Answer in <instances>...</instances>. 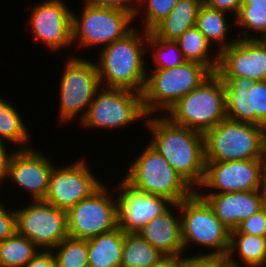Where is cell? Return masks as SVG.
I'll use <instances>...</instances> for the list:
<instances>
[{"label":"cell","instance_id":"42","mask_svg":"<svg viewBox=\"0 0 266 267\" xmlns=\"http://www.w3.org/2000/svg\"><path fill=\"white\" fill-rule=\"evenodd\" d=\"M153 267H176V256H164Z\"/></svg>","mask_w":266,"mask_h":267},{"label":"cell","instance_id":"34","mask_svg":"<svg viewBox=\"0 0 266 267\" xmlns=\"http://www.w3.org/2000/svg\"><path fill=\"white\" fill-rule=\"evenodd\" d=\"M236 230L240 233L266 237V210L260 209L246 220L242 221Z\"/></svg>","mask_w":266,"mask_h":267},{"label":"cell","instance_id":"5","mask_svg":"<svg viewBox=\"0 0 266 267\" xmlns=\"http://www.w3.org/2000/svg\"><path fill=\"white\" fill-rule=\"evenodd\" d=\"M167 118L180 126L207 132L227 118L222 79L212 73L198 87L180 98L168 110Z\"/></svg>","mask_w":266,"mask_h":267},{"label":"cell","instance_id":"9","mask_svg":"<svg viewBox=\"0 0 266 267\" xmlns=\"http://www.w3.org/2000/svg\"><path fill=\"white\" fill-rule=\"evenodd\" d=\"M64 65L59 84V120L63 123L72 122L78 113H82L79 118L81 121L85 117L96 91L101 87L97 65L87 58H78L73 55L69 56Z\"/></svg>","mask_w":266,"mask_h":267},{"label":"cell","instance_id":"20","mask_svg":"<svg viewBox=\"0 0 266 267\" xmlns=\"http://www.w3.org/2000/svg\"><path fill=\"white\" fill-rule=\"evenodd\" d=\"M216 217L230 230L263 208V190L203 194Z\"/></svg>","mask_w":266,"mask_h":267},{"label":"cell","instance_id":"23","mask_svg":"<svg viewBox=\"0 0 266 267\" xmlns=\"http://www.w3.org/2000/svg\"><path fill=\"white\" fill-rule=\"evenodd\" d=\"M124 232L118 227L87 240L89 267H121Z\"/></svg>","mask_w":266,"mask_h":267},{"label":"cell","instance_id":"7","mask_svg":"<svg viewBox=\"0 0 266 267\" xmlns=\"http://www.w3.org/2000/svg\"><path fill=\"white\" fill-rule=\"evenodd\" d=\"M146 146L123 179L139 191L166 197L174 204L188 198L195 190L149 143Z\"/></svg>","mask_w":266,"mask_h":267},{"label":"cell","instance_id":"21","mask_svg":"<svg viewBox=\"0 0 266 267\" xmlns=\"http://www.w3.org/2000/svg\"><path fill=\"white\" fill-rule=\"evenodd\" d=\"M169 208L162 215L150 220L138 233L165 256L183 255L181 216Z\"/></svg>","mask_w":266,"mask_h":267},{"label":"cell","instance_id":"26","mask_svg":"<svg viewBox=\"0 0 266 267\" xmlns=\"http://www.w3.org/2000/svg\"><path fill=\"white\" fill-rule=\"evenodd\" d=\"M227 14L229 13L210 8L204 3L200 6L197 13L195 26L211 44L216 42V45H219L216 52L229 47L237 39L236 37L228 41L229 25L227 24L228 21H226Z\"/></svg>","mask_w":266,"mask_h":267},{"label":"cell","instance_id":"19","mask_svg":"<svg viewBox=\"0 0 266 267\" xmlns=\"http://www.w3.org/2000/svg\"><path fill=\"white\" fill-rule=\"evenodd\" d=\"M38 150V151H37ZM17 150L13 154L7 180L29 192L31 200H43L46 196L49 177L54 164L39 149ZM41 151V152H39ZM17 184V185H16Z\"/></svg>","mask_w":266,"mask_h":267},{"label":"cell","instance_id":"29","mask_svg":"<svg viewBox=\"0 0 266 267\" xmlns=\"http://www.w3.org/2000/svg\"><path fill=\"white\" fill-rule=\"evenodd\" d=\"M39 250L31 240L16 231L0 242V267H25Z\"/></svg>","mask_w":266,"mask_h":267},{"label":"cell","instance_id":"39","mask_svg":"<svg viewBox=\"0 0 266 267\" xmlns=\"http://www.w3.org/2000/svg\"><path fill=\"white\" fill-rule=\"evenodd\" d=\"M25 267H58L52 250H40Z\"/></svg>","mask_w":266,"mask_h":267},{"label":"cell","instance_id":"25","mask_svg":"<svg viewBox=\"0 0 266 267\" xmlns=\"http://www.w3.org/2000/svg\"><path fill=\"white\" fill-rule=\"evenodd\" d=\"M186 61L196 62L205 66L211 73H216L219 63V52L210 56L211 43L197 29L196 26L188 28L175 40Z\"/></svg>","mask_w":266,"mask_h":267},{"label":"cell","instance_id":"17","mask_svg":"<svg viewBox=\"0 0 266 267\" xmlns=\"http://www.w3.org/2000/svg\"><path fill=\"white\" fill-rule=\"evenodd\" d=\"M42 2L34 5L29 17L33 38L51 51L72 45V11L69 6L63 0Z\"/></svg>","mask_w":266,"mask_h":267},{"label":"cell","instance_id":"35","mask_svg":"<svg viewBox=\"0 0 266 267\" xmlns=\"http://www.w3.org/2000/svg\"><path fill=\"white\" fill-rule=\"evenodd\" d=\"M17 231L16 212L0 203V242L9 238Z\"/></svg>","mask_w":266,"mask_h":267},{"label":"cell","instance_id":"38","mask_svg":"<svg viewBox=\"0 0 266 267\" xmlns=\"http://www.w3.org/2000/svg\"><path fill=\"white\" fill-rule=\"evenodd\" d=\"M203 3L213 9L232 13L234 17L237 15L240 6L242 5V0H203Z\"/></svg>","mask_w":266,"mask_h":267},{"label":"cell","instance_id":"16","mask_svg":"<svg viewBox=\"0 0 266 267\" xmlns=\"http://www.w3.org/2000/svg\"><path fill=\"white\" fill-rule=\"evenodd\" d=\"M223 81L227 118L266 128V80L220 77Z\"/></svg>","mask_w":266,"mask_h":267},{"label":"cell","instance_id":"33","mask_svg":"<svg viewBox=\"0 0 266 267\" xmlns=\"http://www.w3.org/2000/svg\"><path fill=\"white\" fill-rule=\"evenodd\" d=\"M178 0H136L137 6L134 19H137V16H142V26L145 31H151L160 21L169 15L173 10ZM145 4V5H144ZM146 10H145V8ZM146 12H144V10ZM143 13H142V12ZM145 13V14H144Z\"/></svg>","mask_w":266,"mask_h":267},{"label":"cell","instance_id":"8","mask_svg":"<svg viewBox=\"0 0 266 267\" xmlns=\"http://www.w3.org/2000/svg\"><path fill=\"white\" fill-rule=\"evenodd\" d=\"M143 118L146 119L147 114L143 107L141 93L101 86L80 122L86 128L114 130Z\"/></svg>","mask_w":266,"mask_h":267},{"label":"cell","instance_id":"11","mask_svg":"<svg viewBox=\"0 0 266 267\" xmlns=\"http://www.w3.org/2000/svg\"><path fill=\"white\" fill-rule=\"evenodd\" d=\"M108 190L102 184L67 212L69 237L88 240L117 228V193L112 196Z\"/></svg>","mask_w":266,"mask_h":267},{"label":"cell","instance_id":"4","mask_svg":"<svg viewBox=\"0 0 266 267\" xmlns=\"http://www.w3.org/2000/svg\"><path fill=\"white\" fill-rule=\"evenodd\" d=\"M172 207L180 212L184 252L192 243L213 250L205 255L218 259L227 256L231 230L216 217L213 209L197 191Z\"/></svg>","mask_w":266,"mask_h":267},{"label":"cell","instance_id":"3","mask_svg":"<svg viewBox=\"0 0 266 267\" xmlns=\"http://www.w3.org/2000/svg\"><path fill=\"white\" fill-rule=\"evenodd\" d=\"M205 162L266 160V128L224 119L204 134Z\"/></svg>","mask_w":266,"mask_h":267},{"label":"cell","instance_id":"13","mask_svg":"<svg viewBox=\"0 0 266 267\" xmlns=\"http://www.w3.org/2000/svg\"><path fill=\"white\" fill-rule=\"evenodd\" d=\"M266 185V160L206 162L200 188L208 194L263 190ZM215 190H217L215 192Z\"/></svg>","mask_w":266,"mask_h":267},{"label":"cell","instance_id":"1","mask_svg":"<svg viewBox=\"0 0 266 267\" xmlns=\"http://www.w3.org/2000/svg\"><path fill=\"white\" fill-rule=\"evenodd\" d=\"M144 123L152 135L148 143L197 191L205 177L203 133L177 125L166 116L147 115Z\"/></svg>","mask_w":266,"mask_h":267},{"label":"cell","instance_id":"31","mask_svg":"<svg viewBox=\"0 0 266 267\" xmlns=\"http://www.w3.org/2000/svg\"><path fill=\"white\" fill-rule=\"evenodd\" d=\"M52 251L58 267H89L88 246L85 239L67 236Z\"/></svg>","mask_w":266,"mask_h":267},{"label":"cell","instance_id":"2","mask_svg":"<svg viewBox=\"0 0 266 267\" xmlns=\"http://www.w3.org/2000/svg\"><path fill=\"white\" fill-rule=\"evenodd\" d=\"M147 36L148 31L134 27L123 38L100 48L96 65L102 87L143 93L149 70L143 56L149 51Z\"/></svg>","mask_w":266,"mask_h":267},{"label":"cell","instance_id":"41","mask_svg":"<svg viewBox=\"0 0 266 267\" xmlns=\"http://www.w3.org/2000/svg\"><path fill=\"white\" fill-rule=\"evenodd\" d=\"M240 7L266 9V0H242Z\"/></svg>","mask_w":266,"mask_h":267},{"label":"cell","instance_id":"22","mask_svg":"<svg viewBox=\"0 0 266 267\" xmlns=\"http://www.w3.org/2000/svg\"><path fill=\"white\" fill-rule=\"evenodd\" d=\"M236 252L242 261L236 260ZM224 260L237 267H266V237L231 230L229 250Z\"/></svg>","mask_w":266,"mask_h":267},{"label":"cell","instance_id":"6","mask_svg":"<svg viewBox=\"0 0 266 267\" xmlns=\"http://www.w3.org/2000/svg\"><path fill=\"white\" fill-rule=\"evenodd\" d=\"M211 74L205 66L190 61L173 68L147 72L142 93L145 113L153 115L161 109L168 111L180 98L198 87Z\"/></svg>","mask_w":266,"mask_h":267},{"label":"cell","instance_id":"14","mask_svg":"<svg viewBox=\"0 0 266 267\" xmlns=\"http://www.w3.org/2000/svg\"><path fill=\"white\" fill-rule=\"evenodd\" d=\"M84 159L66 167L54 165L45 198L47 203L68 212L82 199L88 198L102 182L93 175Z\"/></svg>","mask_w":266,"mask_h":267},{"label":"cell","instance_id":"10","mask_svg":"<svg viewBox=\"0 0 266 267\" xmlns=\"http://www.w3.org/2000/svg\"><path fill=\"white\" fill-rule=\"evenodd\" d=\"M81 15L78 17L72 12V33L73 44L82 49L95 45L103 48L134 28L131 23L135 19L130 12L84 5Z\"/></svg>","mask_w":266,"mask_h":267},{"label":"cell","instance_id":"15","mask_svg":"<svg viewBox=\"0 0 266 267\" xmlns=\"http://www.w3.org/2000/svg\"><path fill=\"white\" fill-rule=\"evenodd\" d=\"M121 181L116 188L117 227L124 233L138 234L150 220L174 204L166 197L139 191L124 179Z\"/></svg>","mask_w":266,"mask_h":267},{"label":"cell","instance_id":"44","mask_svg":"<svg viewBox=\"0 0 266 267\" xmlns=\"http://www.w3.org/2000/svg\"><path fill=\"white\" fill-rule=\"evenodd\" d=\"M263 208L266 210V185L263 189Z\"/></svg>","mask_w":266,"mask_h":267},{"label":"cell","instance_id":"24","mask_svg":"<svg viewBox=\"0 0 266 267\" xmlns=\"http://www.w3.org/2000/svg\"><path fill=\"white\" fill-rule=\"evenodd\" d=\"M203 0H178L173 10L151 31L163 40H176L188 28L196 25L197 13Z\"/></svg>","mask_w":266,"mask_h":267},{"label":"cell","instance_id":"18","mask_svg":"<svg viewBox=\"0 0 266 267\" xmlns=\"http://www.w3.org/2000/svg\"><path fill=\"white\" fill-rule=\"evenodd\" d=\"M219 77H244L252 82L266 80V40L236 39L219 52Z\"/></svg>","mask_w":266,"mask_h":267},{"label":"cell","instance_id":"40","mask_svg":"<svg viewBox=\"0 0 266 267\" xmlns=\"http://www.w3.org/2000/svg\"><path fill=\"white\" fill-rule=\"evenodd\" d=\"M7 142L0 141V184L6 181L8 176L9 164L13 154L16 152V148L8 152L6 148ZM7 149V150H6Z\"/></svg>","mask_w":266,"mask_h":267},{"label":"cell","instance_id":"12","mask_svg":"<svg viewBox=\"0 0 266 267\" xmlns=\"http://www.w3.org/2000/svg\"><path fill=\"white\" fill-rule=\"evenodd\" d=\"M29 204L15 210L17 232L41 250H52L68 236L67 212L44 200Z\"/></svg>","mask_w":266,"mask_h":267},{"label":"cell","instance_id":"36","mask_svg":"<svg viewBox=\"0 0 266 267\" xmlns=\"http://www.w3.org/2000/svg\"><path fill=\"white\" fill-rule=\"evenodd\" d=\"M220 259L205 255L195 254L191 257L176 256V267H213Z\"/></svg>","mask_w":266,"mask_h":267},{"label":"cell","instance_id":"37","mask_svg":"<svg viewBox=\"0 0 266 267\" xmlns=\"http://www.w3.org/2000/svg\"><path fill=\"white\" fill-rule=\"evenodd\" d=\"M84 4L130 12L133 16L137 7L136 0H85Z\"/></svg>","mask_w":266,"mask_h":267},{"label":"cell","instance_id":"30","mask_svg":"<svg viewBox=\"0 0 266 267\" xmlns=\"http://www.w3.org/2000/svg\"><path fill=\"white\" fill-rule=\"evenodd\" d=\"M147 46L153 50L151 56L155 66L151 70L173 68L186 61L176 41L158 38L152 31L148 32Z\"/></svg>","mask_w":266,"mask_h":267},{"label":"cell","instance_id":"28","mask_svg":"<svg viewBox=\"0 0 266 267\" xmlns=\"http://www.w3.org/2000/svg\"><path fill=\"white\" fill-rule=\"evenodd\" d=\"M24 122L16 107L0 97V141L16 144L17 150L31 148L29 145L31 134H28ZM27 142L29 147L26 145Z\"/></svg>","mask_w":266,"mask_h":267},{"label":"cell","instance_id":"32","mask_svg":"<svg viewBox=\"0 0 266 267\" xmlns=\"http://www.w3.org/2000/svg\"><path fill=\"white\" fill-rule=\"evenodd\" d=\"M234 18L233 26H241L243 29L240 32V36H235L238 39H262L266 40V9L252 8V7H240L237 15ZM256 31L258 36H251L249 31ZM243 34V35H242Z\"/></svg>","mask_w":266,"mask_h":267},{"label":"cell","instance_id":"27","mask_svg":"<svg viewBox=\"0 0 266 267\" xmlns=\"http://www.w3.org/2000/svg\"><path fill=\"white\" fill-rule=\"evenodd\" d=\"M164 256L139 234L124 233L121 267H153Z\"/></svg>","mask_w":266,"mask_h":267},{"label":"cell","instance_id":"43","mask_svg":"<svg viewBox=\"0 0 266 267\" xmlns=\"http://www.w3.org/2000/svg\"><path fill=\"white\" fill-rule=\"evenodd\" d=\"M213 267H237L228 264L224 259H220Z\"/></svg>","mask_w":266,"mask_h":267}]
</instances>
